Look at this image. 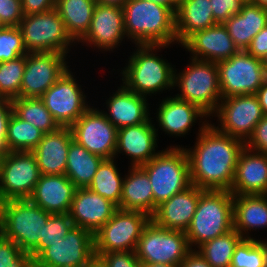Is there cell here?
<instances>
[{"label":"cell","mask_w":267,"mask_h":267,"mask_svg":"<svg viewBox=\"0 0 267 267\" xmlns=\"http://www.w3.org/2000/svg\"><path fill=\"white\" fill-rule=\"evenodd\" d=\"M13 112L12 102L9 99L0 97V160L11 152L8 147L7 125Z\"/></svg>","instance_id":"cell-46"},{"label":"cell","mask_w":267,"mask_h":267,"mask_svg":"<svg viewBox=\"0 0 267 267\" xmlns=\"http://www.w3.org/2000/svg\"><path fill=\"white\" fill-rule=\"evenodd\" d=\"M3 238V234H2V232H1V230H0V240Z\"/></svg>","instance_id":"cell-60"},{"label":"cell","mask_w":267,"mask_h":267,"mask_svg":"<svg viewBox=\"0 0 267 267\" xmlns=\"http://www.w3.org/2000/svg\"><path fill=\"white\" fill-rule=\"evenodd\" d=\"M230 192L233 195L267 194V154L243 148Z\"/></svg>","instance_id":"cell-22"},{"label":"cell","mask_w":267,"mask_h":267,"mask_svg":"<svg viewBox=\"0 0 267 267\" xmlns=\"http://www.w3.org/2000/svg\"><path fill=\"white\" fill-rule=\"evenodd\" d=\"M66 54L36 52L26 54L20 98H40L69 68Z\"/></svg>","instance_id":"cell-17"},{"label":"cell","mask_w":267,"mask_h":267,"mask_svg":"<svg viewBox=\"0 0 267 267\" xmlns=\"http://www.w3.org/2000/svg\"><path fill=\"white\" fill-rule=\"evenodd\" d=\"M95 5V0H56L55 8L75 42L89 30Z\"/></svg>","instance_id":"cell-33"},{"label":"cell","mask_w":267,"mask_h":267,"mask_svg":"<svg viewBox=\"0 0 267 267\" xmlns=\"http://www.w3.org/2000/svg\"><path fill=\"white\" fill-rule=\"evenodd\" d=\"M126 37L137 45H169L177 42L175 13L147 0H127L123 5Z\"/></svg>","instance_id":"cell-2"},{"label":"cell","mask_w":267,"mask_h":267,"mask_svg":"<svg viewBox=\"0 0 267 267\" xmlns=\"http://www.w3.org/2000/svg\"><path fill=\"white\" fill-rule=\"evenodd\" d=\"M141 267H180V265H170V264H162V263H157V264L141 263Z\"/></svg>","instance_id":"cell-54"},{"label":"cell","mask_w":267,"mask_h":267,"mask_svg":"<svg viewBox=\"0 0 267 267\" xmlns=\"http://www.w3.org/2000/svg\"><path fill=\"white\" fill-rule=\"evenodd\" d=\"M112 95L106 102L109 113L103 111V114L117 129L138 125L150 118L145 96L134 93L124 85Z\"/></svg>","instance_id":"cell-25"},{"label":"cell","mask_w":267,"mask_h":267,"mask_svg":"<svg viewBox=\"0 0 267 267\" xmlns=\"http://www.w3.org/2000/svg\"><path fill=\"white\" fill-rule=\"evenodd\" d=\"M251 150L267 154V115L256 124L254 132L245 143Z\"/></svg>","instance_id":"cell-47"},{"label":"cell","mask_w":267,"mask_h":267,"mask_svg":"<svg viewBox=\"0 0 267 267\" xmlns=\"http://www.w3.org/2000/svg\"><path fill=\"white\" fill-rule=\"evenodd\" d=\"M73 140L70 127L44 134L32 151L42 175H65L69 145Z\"/></svg>","instance_id":"cell-26"},{"label":"cell","mask_w":267,"mask_h":267,"mask_svg":"<svg viewBox=\"0 0 267 267\" xmlns=\"http://www.w3.org/2000/svg\"><path fill=\"white\" fill-rule=\"evenodd\" d=\"M151 217L139 211L118 209L94 234V253L135 251Z\"/></svg>","instance_id":"cell-11"},{"label":"cell","mask_w":267,"mask_h":267,"mask_svg":"<svg viewBox=\"0 0 267 267\" xmlns=\"http://www.w3.org/2000/svg\"><path fill=\"white\" fill-rule=\"evenodd\" d=\"M5 27V25L3 24V22L1 21V19H0V29H2V28H4Z\"/></svg>","instance_id":"cell-58"},{"label":"cell","mask_w":267,"mask_h":267,"mask_svg":"<svg viewBox=\"0 0 267 267\" xmlns=\"http://www.w3.org/2000/svg\"><path fill=\"white\" fill-rule=\"evenodd\" d=\"M26 54L22 33L18 26H5L0 29V62L14 60Z\"/></svg>","instance_id":"cell-41"},{"label":"cell","mask_w":267,"mask_h":267,"mask_svg":"<svg viewBox=\"0 0 267 267\" xmlns=\"http://www.w3.org/2000/svg\"><path fill=\"white\" fill-rule=\"evenodd\" d=\"M252 3L267 8V0H251Z\"/></svg>","instance_id":"cell-56"},{"label":"cell","mask_w":267,"mask_h":267,"mask_svg":"<svg viewBox=\"0 0 267 267\" xmlns=\"http://www.w3.org/2000/svg\"><path fill=\"white\" fill-rule=\"evenodd\" d=\"M23 17L21 0H0V19L5 26H19Z\"/></svg>","instance_id":"cell-45"},{"label":"cell","mask_w":267,"mask_h":267,"mask_svg":"<svg viewBox=\"0 0 267 267\" xmlns=\"http://www.w3.org/2000/svg\"><path fill=\"white\" fill-rule=\"evenodd\" d=\"M50 215L29 199L4 201L0 203V230L23 252L32 253L40 244L42 227Z\"/></svg>","instance_id":"cell-5"},{"label":"cell","mask_w":267,"mask_h":267,"mask_svg":"<svg viewBox=\"0 0 267 267\" xmlns=\"http://www.w3.org/2000/svg\"><path fill=\"white\" fill-rule=\"evenodd\" d=\"M140 167L151 182L154 213L162 202L191 186L189 160L184 147L170 146Z\"/></svg>","instance_id":"cell-6"},{"label":"cell","mask_w":267,"mask_h":267,"mask_svg":"<svg viewBox=\"0 0 267 267\" xmlns=\"http://www.w3.org/2000/svg\"><path fill=\"white\" fill-rule=\"evenodd\" d=\"M151 119L138 125L118 129L115 157L118 153L124 152L130 156L131 166L137 167L148 163L158 154L155 152L158 129L152 124Z\"/></svg>","instance_id":"cell-21"},{"label":"cell","mask_w":267,"mask_h":267,"mask_svg":"<svg viewBox=\"0 0 267 267\" xmlns=\"http://www.w3.org/2000/svg\"><path fill=\"white\" fill-rule=\"evenodd\" d=\"M245 51L251 56L262 59L267 53V25L254 36Z\"/></svg>","instance_id":"cell-48"},{"label":"cell","mask_w":267,"mask_h":267,"mask_svg":"<svg viewBox=\"0 0 267 267\" xmlns=\"http://www.w3.org/2000/svg\"><path fill=\"white\" fill-rule=\"evenodd\" d=\"M261 62L263 64V68H264L265 74L267 76V53L262 57Z\"/></svg>","instance_id":"cell-57"},{"label":"cell","mask_w":267,"mask_h":267,"mask_svg":"<svg viewBox=\"0 0 267 267\" xmlns=\"http://www.w3.org/2000/svg\"><path fill=\"white\" fill-rule=\"evenodd\" d=\"M103 160L101 156L90 153L72 140L69 145L65 175L76 188H88Z\"/></svg>","instance_id":"cell-32"},{"label":"cell","mask_w":267,"mask_h":267,"mask_svg":"<svg viewBox=\"0 0 267 267\" xmlns=\"http://www.w3.org/2000/svg\"><path fill=\"white\" fill-rule=\"evenodd\" d=\"M147 1L155 2V3L160 4L162 6H166V7L170 8L175 13L179 0H147Z\"/></svg>","instance_id":"cell-52"},{"label":"cell","mask_w":267,"mask_h":267,"mask_svg":"<svg viewBox=\"0 0 267 267\" xmlns=\"http://www.w3.org/2000/svg\"><path fill=\"white\" fill-rule=\"evenodd\" d=\"M117 210L116 204L89 188H77L68 214L75 227L94 235Z\"/></svg>","instance_id":"cell-19"},{"label":"cell","mask_w":267,"mask_h":267,"mask_svg":"<svg viewBox=\"0 0 267 267\" xmlns=\"http://www.w3.org/2000/svg\"><path fill=\"white\" fill-rule=\"evenodd\" d=\"M41 176L32 152H10L0 160V203L29 199Z\"/></svg>","instance_id":"cell-12"},{"label":"cell","mask_w":267,"mask_h":267,"mask_svg":"<svg viewBox=\"0 0 267 267\" xmlns=\"http://www.w3.org/2000/svg\"><path fill=\"white\" fill-rule=\"evenodd\" d=\"M216 64L222 98L255 94L267 80L261 59L245 50Z\"/></svg>","instance_id":"cell-10"},{"label":"cell","mask_w":267,"mask_h":267,"mask_svg":"<svg viewBox=\"0 0 267 267\" xmlns=\"http://www.w3.org/2000/svg\"><path fill=\"white\" fill-rule=\"evenodd\" d=\"M74 227V223L68 213L51 214L45 226H43L39 246L31 253L35 259L44 249L58 242Z\"/></svg>","instance_id":"cell-40"},{"label":"cell","mask_w":267,"mask_h":267,"mask_svg":"<svg viewBox=\"0 0 267 267\" xmlns=\"http://www.w3.org/2000/svg\"><path fill=\"white\" fill-rule=\"evenodd\" d=\"M180 267H212L196 249L191 250L184 260L181 262Z\"/></svg>","instance_id":"cell-50"},{"label":"cell","mask_w":267,"mask_h":267,"mask_svg":"<svg viewBox=\"0 0 267 267\" xmlns=\"http://www.w3.org/2000/svg\"><path fill=\"white\" fill-rule=\"evenodd\" d=\"M85 267H105L103 263L98 259L94 258L87 266Z\"/></svg>","instance_id":"cell-55"},{"label":"cell","mask_w":267,"mask_h":267,"mask_svg":"<svg viewBox=\"0 0 267 267\" xmlns=\"http://www.w3.org/2000/svg\"><path fill=\"white\" fill-rule=\"evenodd\" d=\"M114 162V158L104 159L88 188L119 206L124 178Z\"/></svg>","instance_id":"cell-36"},{"label":"cell","mask_w":267,"mask_h":267,"mask_svg":"<svg viewBox=\"0 0 267 267\" xmlns=\"http://www.w3.org/2000/svg\"><path fill=\"white\" fill-rule=\"evenodd\" d=\"M204 191L191 185L158 205L151 220L162 228L186 231L192 222L199 197Z\"/></svg>","instance_id":"cell-23"},{"label":"cell","mask_w":267,"mask_h":267,"mask_svg":"<svg viewBox=\"0 0 267 267\" xmlns=\"http://www.w3.org/2000/svg\"><path fill=\"white\" fill-rule=\"evenodd\" d=\"M18 27L27 53L58 52L67 55L68 46L75 44L56 8L24 15Z\"/></svg>","instance_id":"cell-8"},{"label":"cell","mask_w":267,"mask_h":267,"mask_svg":"<svg viewBox=\"0 0 267 267\" xmlns=\"http://www.w3.org/2000/svg\"><path fill=\"white\" fill-rule=\"evenodd\" d=\"M13 112L22 120L29 122L44 134L60 128L41 98H15L11 100Z\"/></svg>","instance_id":"cell-34"},{"label":"cell","mask_w":267,"mask_h":267,"mask_svg":"<svg viewBox=\"0 0 267 267\" xmlns=\"http://www.w3.org/2000/svg\"><path fill=\"white\" fill-rule=\"evenodd\" d=\"M94 258V235L74 226L65 237L44 249L34 259V266L85 267Z\"/></svg>","instance_id":"cell-13"},{"label":"cell","mask_w":267,"mask_h":267,"mask_svg":"<svg viewBox=\"0 0 267 267\" xmlns=\"http://www.w3.org/2000/svg\"><path fill=\"white\" fill-rule=\"evenodd\" d=\"M44 133L12 112L7 125V144L11 152H32Z\"/></svg>","instance_id":"cell-37"},{"label":"cell","mask_w":267,"mask_h":267,"mask_svg":"<svg viewBox=\"0 0 267 267\" xmlns=\"http://www.w3.org/2000/svg\"><path fill=\"white\" fill-rule=\"evenodd\" d=\"M215 112L219 126L216 128L229 136L246 143L256 124L264 117L255 94L222 98Z\"/></svg>","instance_id":"cell-14"},{"label":"cell","mask_w":267,"mask_h":267,"mask_svg":"<svg viewBox=\"0 0 267 267\" xmlns=\"http://www.w3.org/2000/svg\"><path fill=\"white\" fill-rule=\"evenodd\" d=\"M244 3L251 2V0H242Z\"/></svg>","instance_id":"cell-59"},{"label":"cell","mask_w":267,"mask_h":267,"mask_svg":"<svg viewBox=\"0 0 267 267\" xmlns=\"http://www.w3.org/2000/svg\"><path fill=\"white\" fill-rule=\"evenodd\" d=\"M230 267H267V241L242 239L235 247Z\"/></svg>","instance_id":"cell-38"},{"label":"cell","mask_w":267,"mask_h":267,"mask_svg":"<svg viewBox=\"0 0 267 267\" xmlns=\"http://www.w3.org/2000/svg\"><path fill=\"white\" fill-rule=\"evenodd\" d=\"M156 114L160 128L167 134L176 137L186 135L198 117L201 120L203 117H209L197 105L176 97H166L161 101Z\"/></svg>","instance_id":"cell-27"},{"label":"cell","mask_w":267,"mask_h":267,"mask_svg":"<svg viewBox=\"0 0 267 267\" xmlns=\"http://www.w3.org/2000/svg\"><path fill=\"white\" fill-rule=\"evenodd\" d=\"M118 209L154 214V198L148 174L140 167L129 169L123 179L122 194Z\"/></svg>","instance_id":"cell-28"},{"label":"cell","mask_w":267,"mask_h":267,"mask_svg":"<svg viewBox=\"0 0 267 267\" xmlns=\"http://www.w3.org/2000/svg\"><path fill=\"white\" fill-rule=\"evenodd\" d=\"M68 69L40 98L60 127H71L90 107Z\"/></svg>","instance_id":"cell-15"},{"label":"cell","mask_w":267,"mask_h":267,"mask_svg":"<svg viewBox=\"0 0 267 267\" xmlns=\"http://www.w3.org/2000/svg\"><path fill=\"white\" fill-rule=\"evenodd\" d=\"M190 60L187 69L178 74L174 70V87L178 86L181 91L175 97L197 105L209 117L215 115L222 99L217 64L194 58Z\"/></svg>","instance_id":"cell-7"},{"label":"cell","mask_w":267,"mask_h":267,"mask_svg":"<svg viewBox=\"0 0 267 267\" xmlns=\"http://www.w3.org/2000/svg\"><path fill=\"white\" fill-rule=\"evenodd\" d=\"M233 219L243 239H252L249 230L267 227V194L233 195Z\"/></svg>","instance_id":"cell-30"},{"label":"cell","mask_w":267,"mask_h":267,"mask_svg":"<svg viewBox=\"0 0 267 267\" xmlns=\"http://www.w3.org/2000/svg\"><path fill=\"white\" fill-rule=\"evenodd\" d=\"M191 251L185 231L162 228L152 220L144 227L135 249L141 263L180 265Z\"/></svg>","instance_id":"cell-9"},{"label":"cell","mask_w":267,"mask_h":267,"mask_svg":"<svg viewBox=\"0 0 267 267\" xmlns=\"http://www.w3.org/2000/svg\"><path fill=\"white\" fill-rule=\"evenodd\" d=\"M105 267H141L135 251L94 253Z\"/></svg>","instance_id":"cell-43"},{"label":"cell","mask_w":267,"mask_h":267,"mask_svg":"<svg viewBox=\"0 0 267 267\" xmlns=\"http://www.w3.org/2000/svg\"><path fill=\"white\" fill-rule=\"evenodd\" d=\"M96 3L123 7L127 0H95Z\"/></svg>","instance_id":"cell-53"},{"label":"cell","mask_w":267,"mask_h":267,"mask_svg":"<svg viewBox=\"0 0 267 267\" xmlns=\"http://www.w3.org/2000/svg\"><path fill=\"white\" fill-rule=\"evenodd\" d=\"M125 35L123 7L96 3L89 30L79 41L112 51Z\"/></svg>","instance_id":"cell-18"},{"label":"cell","mask_w":267,"mask_h":267,"mask_svg":"<svg viewBox=\"0 0 267 267\" xmlns=\"http://www.w3.org/2000/svg\"><path fill=\"white\" fill-rule=\"evenodd\" d=\"M181 45L192 58L215 63L227 60L240 51L221 23L193 33Z\"/></svg>","instance_id":"cell-20"},{"label":"cell","mask_w":267,"mask_h":267,"mask_svg":"<svg viewBox=\"0 0 267 267\" xmlns=\"http://www.w3.org/2000/svg\"><path fill=\"white\" fill-rule=\"evenodd\" d=\"M73 140L104 159L115 158L118 129L102 110L89 107L70 127Z\"/></svg>","instance_id":"cell-16"},{"label":"cell","mask_w":267,"mask_h":267,"mask_svg":"<svg viewBox=\"0 0 267 267\" xmlns=\"http://www.w3.org/2000/svg\"><path fill=\"white\" fill-rule=\"evenodd\" d=\"M76 186L66 175H42L29 200L50 214L69 213Z\"/></svg>","instance_id":"cell-24"},{"label":"cell","mask_w":267,"mask_h":267,"mask_svg":"<svg viewBox=\"0 0 267 267\" xmlns=\"http://www.w3.org/2000/svg\"><path fill=\"white\" fill-rule=\"evenodd\" d=\"M204 122L195 147L185 148L191 185L204 190L230 191L239 154L245 143L220 132L214 123L212 125L206 120Z\"/></svg>","instance_id":"cell-1"},{"label":"cell","mask_w":267,"mask_h":267,"mask_svg":"<svg viewBox=\"0 0 267 267\" xmlns=\"http://www.w3.org/2000/svg\"><path fill=\"white\" fill-rule=\"evenodd\" d=\"M243 237L235 230L204 242L196 250L212 267H230L235 247Z\"/></svg>","instance_id":"cell-35"},{"label":"cell","mask_w":267,"mask_h":267,"mask_svg":"<svg viewBox=\"0 0 267 267\" xmlns=\"http://www.w3.org/2000/svg\"><path fill=\"white\" fill-rule=\"evenodd\" d=\"M34 258L31 253L23 252L13 241L0 240V267H33Z\"/></svg>","instance_id":"cell-42"},{"label":"cell","mask_w":267,"mask_h":267,"mask_svg":"<svg viewBox=\"0 0 267 267\" xmlns=\"http://www.w3.org/2000/svg\"><path fill=\"white\" fill-rule=\"evenodd\" d=\"M137 51L129 57L128 65L120 72L123 85L139 95L147 97L174 87V68L168 61L156 56L157 49L168 45H137Z\"/></svg>","instance_id":"cell-4"},{"label":"cell","mask_w":267,"mask_h":267,"mask_svg":"<svg viewBox=\"0 0 267 267\" xmlns=\"http://www.w3.org/2000/svg\"><path fill=\"white\" fill-rule=\"evenodd\" d=\"M25 67L26 55L0 62V97L9 100L19 98Z\"/></svg>","instance_id":"cell-39"},{"label":"cell","mask_w":267,"mask_h":267,"mask_svg":"<svg viewBox=\"0 0 267 267\" xmlns=\"http://www.w3.org/2000/svg\"><path fill=\"white\" fill-rule=\"evenodd\" d=\"M228 33L239 50H246L254 36L267 25V8L245 3L240 13L225 23Z\"/></svg>","instance_id":"cell-31"},{"label":"cell","mask_w":267,"mask_h":267,"mask_svg":"<svg viewBox=\"0 0 267 267\" xmlns=\"http://www.w3.org/2000/svg\"><path fill=\"white\" fill-rule=\"evenodd\" d=\"M217 24L210 0H179L175 12L177 43L182 44L193 33Z\"/></svg>","instance_id":"cell-29"},{"label":"cell","mask_w":267,"mask_h":267,"mask_svg":"<svg viewBox=\"0 0 267 267\" xmlns=\"http://www.w3.org/2000/svg\"><path fill=\"white\" fill-rule=\"evenodd\" d=\"M24 15L38 14L55 8L56 0H21Z\"/></svg>","instance_id":"cell-49"},{"label":"cell","mask_w":267,"mask_h":267,"mask_svg":"<svg viewBox=\"0 0 267 267\" xmlns=\"http://www.w3.org/2000/svg\"><path fill=\"white\" fill-rule=\"evenodd\" d=\"M234 229L233 194L205 190L199 197L189 228L185 231L191 250Z\"/></svg>","instance_id":"cell-3"},{"label":"cell","mask_w":267,"mask_h":267,"mask_svg":"<svg viewBox=\"0 0 267 267\" xmlns=\"http://www.w3.org/2000/svg\"><path fill=\"white\" fill-rule=\"evenodd\" d=\"M255 95L261 105L263 114L267 115V80L259 87Z\"/></svg>","instance_id":"cell-51"},{"label":"cell","mask_w":267,"mask_h":267,"mask_svg":"<svg viewBox=\"0 0 267 267\" xmlns=\"http://www.w3.org/2000/svg\"><path fill=\"white\" fill-rule=\"evenodd\" d=\"M213 18L216 23L224 24L232 15L241 12L242 0H210Z\"/></svg>","instance_id":"cell-44"}]
</instances>
